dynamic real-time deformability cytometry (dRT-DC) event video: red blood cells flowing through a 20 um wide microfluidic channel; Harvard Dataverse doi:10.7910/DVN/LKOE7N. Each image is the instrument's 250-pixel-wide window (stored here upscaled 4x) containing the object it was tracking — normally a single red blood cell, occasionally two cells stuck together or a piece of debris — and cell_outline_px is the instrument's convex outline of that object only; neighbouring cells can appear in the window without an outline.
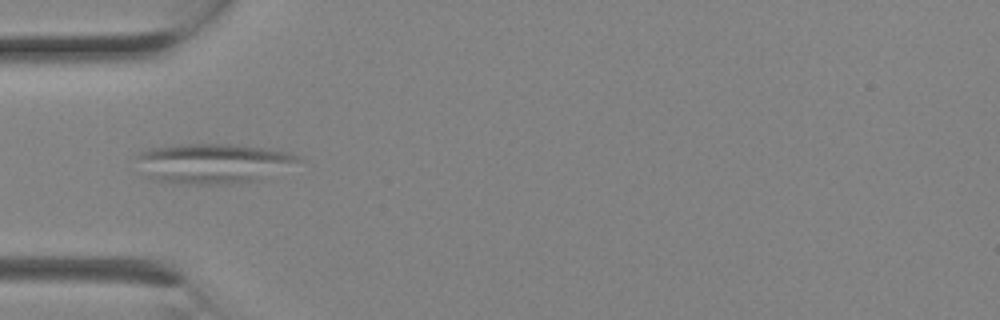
{"species": "Egyptian fruit bat (a non-hibernating species)", "species_latin": "Rousettus aegyptiacus", "temperature_condition": "room temperature", "stored_images_in_passage": 3, "camera_frame_rate_fps": 3000, "um_per_image_px": 0.085, "animal": {"sex": "female"}, "frame": {"image": 1, "passage_image": 3, "time_ms": 0.667, "image_size_px": [1000, 320], "cell_outline_px": [[304, 160], [256, 180], [232, 184], [184, 184], [156, 180], [144, 176], [136, 156], [140, 152], [148, 148], [172, 144], [232, 144], [268, 148], [288, 152], [304, 156]], "centroid_in_image_um": [18.09, 13.87], "position_along_channel_um": 66.9, "area_um2": 37.86}}